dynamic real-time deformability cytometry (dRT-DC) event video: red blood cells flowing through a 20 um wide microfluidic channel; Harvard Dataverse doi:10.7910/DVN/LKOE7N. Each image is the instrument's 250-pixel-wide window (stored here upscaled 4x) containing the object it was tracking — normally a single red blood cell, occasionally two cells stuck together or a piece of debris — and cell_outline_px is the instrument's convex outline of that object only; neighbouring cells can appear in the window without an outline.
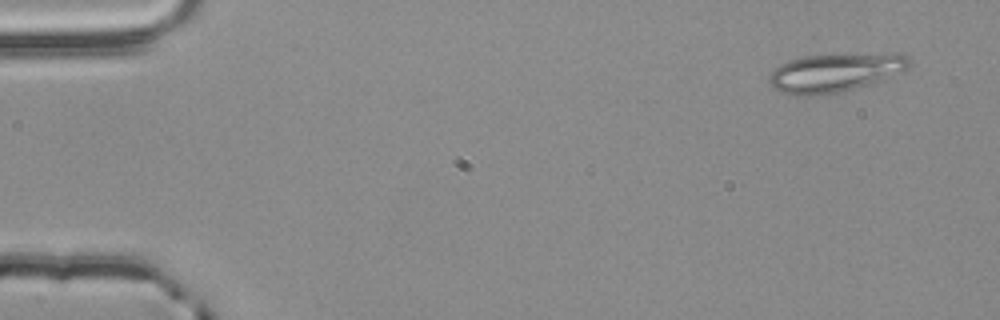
{"species": "common noctule bat (a hibernating species)", "species_latin": "Nyctalus noctula", "temperature_condition": "room temperature", "stored_images_in_passage": 3, "camera_frame_rate_fps": 3000, "um_per_image_px": 0.085, "animal": {"sex": "male", "body_mass_g": 20.4}, "frame": {"image": 1, "passage_image": 1, "time_ms": 0.0, "image_size_px": [1000, 320], "cell_outline_px": [[912, 64], [908, 68], [900, 72], [880, 80], [856, 88], [836, 92], [808, 96], [804, 96], [784, 92], [776, 88], [768, 80], [772, 72], [780, 64], [788, 60], [804, 56], [884, 52], [904, 52], [912, 56]], "centroid_in_image_um": [71.11, 6.11], "position_along_channel_um": 13.9, "area_um2": 31.67}}